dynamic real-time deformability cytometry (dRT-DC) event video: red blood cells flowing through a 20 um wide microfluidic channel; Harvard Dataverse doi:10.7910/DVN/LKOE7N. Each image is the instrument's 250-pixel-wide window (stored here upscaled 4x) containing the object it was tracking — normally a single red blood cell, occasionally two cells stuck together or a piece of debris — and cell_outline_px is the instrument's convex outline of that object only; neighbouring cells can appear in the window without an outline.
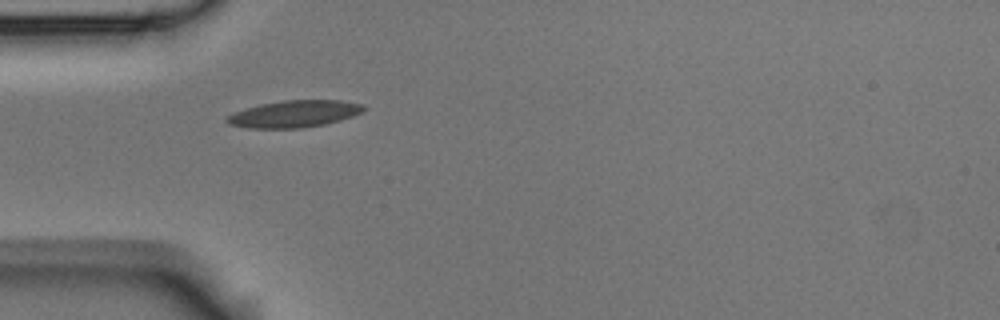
{"species": "Egyptian fruit bat (a non-hibernating species)", "species_latin": "Rousettus aegyptiacus", "temperature_condition": "room temperature", "stored_images_in_passage": 2, "camera_frame_rate_fps": 3000, "um_per_image_px": 0.085, "animal": {"sex": "male"}, "frame": {"image": 1, "passage_image": 1, "time_ms": 0.0, "image_size_px": [1000, 320], "cell_outline_px": [[364, 108], [360, 112], [352, 116], [340, 120], [324, 124], [300, 128], [252, 128], [228, 124], [224, 120], [228, 116], [236, 112], [260, 104], [284, 100], [340, 100], [364, 104]], "centroid_in_image_um": [25.01, 9.67], "position_along_channel_um": 60.0, "area_um2": 21.15}}
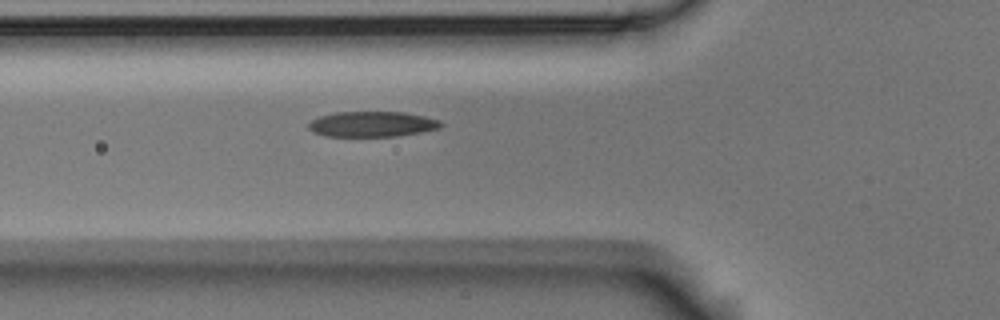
{"frame": {"image": 2, "passage_image": 2, "time_ms": 0.333, "image_size_px": [1000, 320], "cell_outline_px": [[444, 124], [440, 128], [400, 136], [324, 136], [312, 132], [308, 128], [308, 124], [312, 120], [320, 116], [336, 112], [404, 112], [424, 116], [440, 120]], "centroid_in_image_um": [31.64, 10.55], "position_along_channel_um": 94.2, "area_um2": 19.65}}